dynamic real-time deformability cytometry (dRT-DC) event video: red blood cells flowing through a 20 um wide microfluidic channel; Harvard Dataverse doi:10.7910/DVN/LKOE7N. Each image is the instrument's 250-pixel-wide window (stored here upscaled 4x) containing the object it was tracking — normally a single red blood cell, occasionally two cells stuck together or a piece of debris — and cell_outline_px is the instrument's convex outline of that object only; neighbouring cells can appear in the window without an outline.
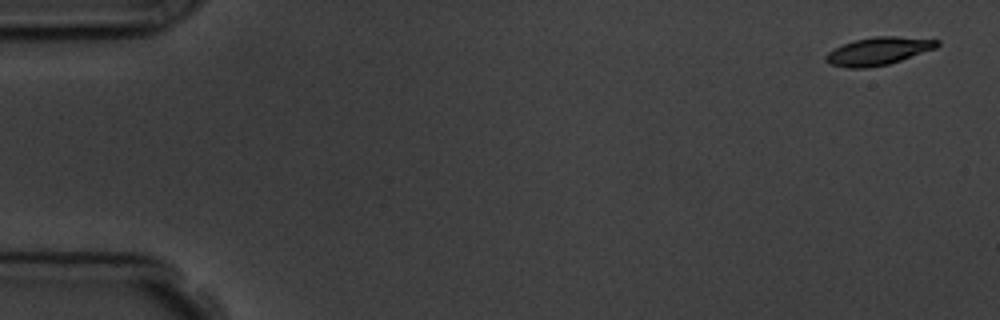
{"species": "common noctule bat (a hibernating species)", "species_latin": "Nyctalus noctula", "temperature_condition": "room temperature", "stored_images_in_passage": 4, "camera_frame_rate_fps": 3000, "um_per_image_px": 0.085, "animal": {"sex": "male", "body_mass_g": 19.5, "forearm_length_mm": 54.6}, "frame": {"image": 1, "passage_image": 1, "time_ms": 0.0, "image_size_px": [1000, 320], "cell_outline_px": [[940, 44], [936, 48], [888, 64], [868, 68], [848, 68], [828, 64], [824, 60], [824, 56], [828, 52], [844, 44], [856, 40], [872, 36], [896, 36], [940, 40]], "centroid_in_image_um": [74.64, 4.35], "position_along_channel_um": 10.4, "area_um2": 17.98}}
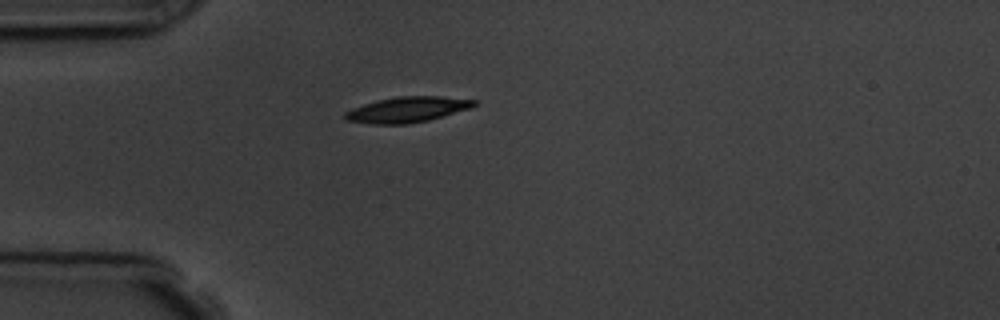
{"frame": {"image": 2, "passage_image": 4, "time_ms": 4.333, "image_size_px": [1000, 320], "cell_outline_px": [[476, 104], [472, 108], [428, 120], [408, 124], [372, 124], [344, 120], [344, 112], [352, 108], [376, 100], [396, 96], [440, 96], [476, 100]], "centroid_in_image_um": [34.59, 9.31], "position_along_channel_um": 50.4, "area_um2": 19.31}}